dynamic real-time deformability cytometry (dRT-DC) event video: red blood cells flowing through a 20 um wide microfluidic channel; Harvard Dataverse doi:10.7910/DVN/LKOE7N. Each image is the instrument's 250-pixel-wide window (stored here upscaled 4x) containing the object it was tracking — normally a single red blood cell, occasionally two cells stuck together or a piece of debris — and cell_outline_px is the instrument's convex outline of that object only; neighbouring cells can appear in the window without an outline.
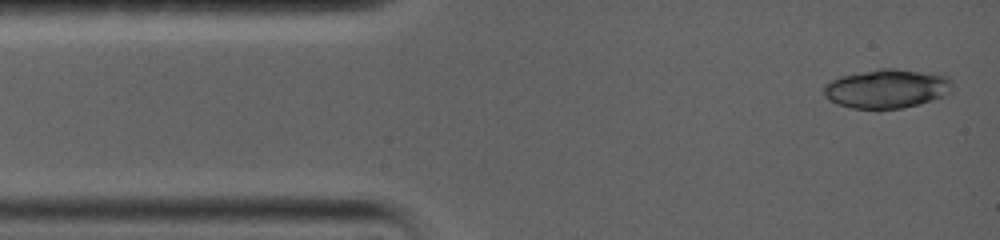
{"species": "common noctule bat (a hibernating species)", "species_latin": "Nyctalus noctula", "temperature_condition": "warm", "stored_images_in_passage": 6, "camera_frame_rate_fps": 5000, "um_per_image_px": 0.085, "animal": {"sex": "female", "body_mass_g": 19.0, "forearm_length_mm": 56.7}, "frame": {"image": 1, "passage_image": 1, "time_ms": 0.0, "image_size_px": [1000, 240], "cell_outline_px": [[952, 84], [948, 92], [944, 96], [920, 104], [904, 108], [880, 112], [852, 108], [828, 100], [824, 96], [824, 84], [840, 76], [880, 68], [896, 68], [936, 72], [948, 76]], "centroid_in_image_um": [75.39, 7.55], "position_along_channel_um": 9.6, "area_um2": 30.17}}